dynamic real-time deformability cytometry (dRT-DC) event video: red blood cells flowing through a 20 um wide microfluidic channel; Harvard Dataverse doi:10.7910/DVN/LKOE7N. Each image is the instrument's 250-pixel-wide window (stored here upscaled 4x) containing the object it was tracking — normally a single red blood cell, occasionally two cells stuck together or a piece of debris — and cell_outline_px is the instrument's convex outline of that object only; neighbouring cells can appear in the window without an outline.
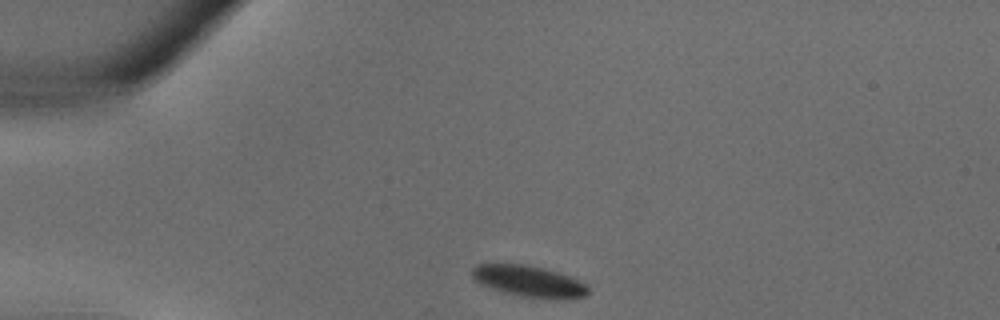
{"species": "common noctule bat (a hibernating species)", "species_latin": "Nyctalus noctula", "temperature_condition": "warm", "stored_images_in_passage": 28, "camera_frame_rate_fps": 3000, "um_per_image_px": 0.085, "animal": {"sex": "male", "body_mass_g": 18.8}, "frame": {"image": 1, "passage_image": 1, "time_ms": 0.0, "image_size_px": [1000, 320], "cell_outline_px": [[588, 292], [584, 296], [520, 296], [504, 292], [480, 284], [472, 276], [472, 268], [476, 264], [524, 264], [544, 268], [568, 276], [584, 284], [588, 288]], "centroid_in_image_um": [44.83, 23.85], "position_along_channel_um": 40.2, "area_um2": 20.0}}
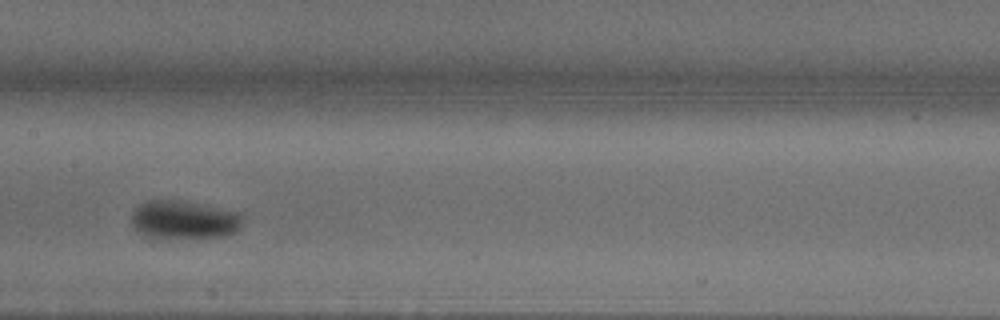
{"frame": {"image": 2, "passage_image": 11, "time_ms": 3.333, "image_size_px": [1000, 320], "cell_outline_px": [[244, 220], [240, 228], [236, 232], [228, 236], [176, 240], [148, 240], [136, 232], [132, 224], [132, 212], [140, 204], [148, 200], [176, 200], [244, 212]], "centroid_in_image_um": [15.64, 18.75], "position_along_channel_um": 191.8, "area_um2": 26.3}}
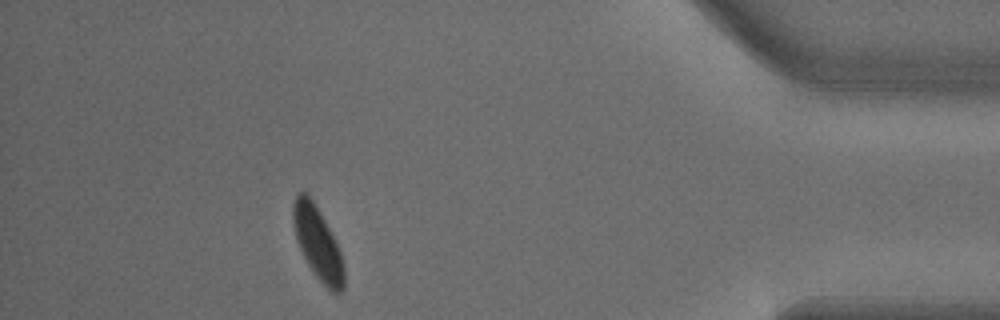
{"frame": {"image": 3, "passage_image": 25, "time_ms": 8.0, "image_size_px": [1000, 320], "cell_outline_px": [[344, 288], [340, 292], [332, 292], [316, 276], [308, 264], [296, 240], [292, 220], [292, 204], [296, 196], [300, 192], [304, 192], [312, 200], [324, 220], [340, 252], [344, 268]], "centroid_in_image_um": [26.98, 20.68], "position_along_channel_um": 408.2, "area_um2": 20.92}}